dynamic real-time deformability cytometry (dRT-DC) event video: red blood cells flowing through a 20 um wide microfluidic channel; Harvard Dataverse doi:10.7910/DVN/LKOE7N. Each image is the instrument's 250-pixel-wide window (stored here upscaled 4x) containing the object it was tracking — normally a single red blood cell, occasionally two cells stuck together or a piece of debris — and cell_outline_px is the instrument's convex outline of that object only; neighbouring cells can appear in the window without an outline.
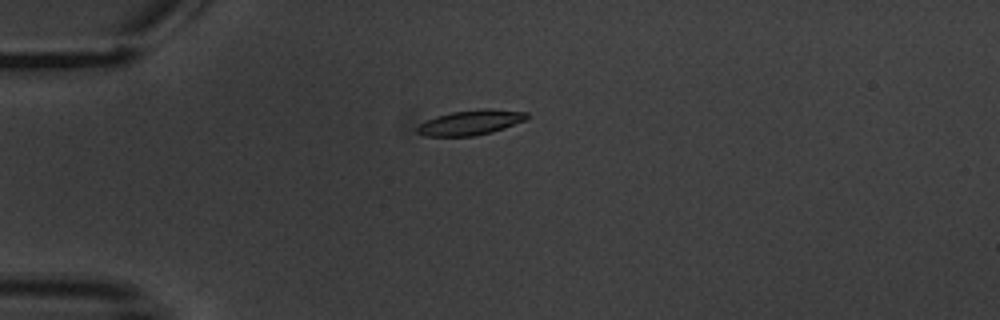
{"species": "common noctule bat (a hibernating species)", "species_latin": "Nyctalus noctula", "temperature_condition": "warm", "stored_images_in_passage": 8, "camera_frame_rate_fps": 3000, "um_per_image_px": 0.085, "animal": {"sex": "male", "body_mass_g": 20.1, "forearm_length_mm": 53.5}, "frame": {"image": 1, "passage_image": 3, "time_ms": 2.333, "image_size_px": [1000, 320], "cell_outline_px": [[528, 116], [524, 120], [504, 128], [492, 132], [476, 136], [424, 136], [416, 132], [416, 128], [420, 124], [436, 116], [452, 112], [484, 108], [488, 108], [528, 112]], "centroid_in_image_um": [39.99, 10.41], "position_along_channel_um": 45.0, "area_um2": 15.9}}
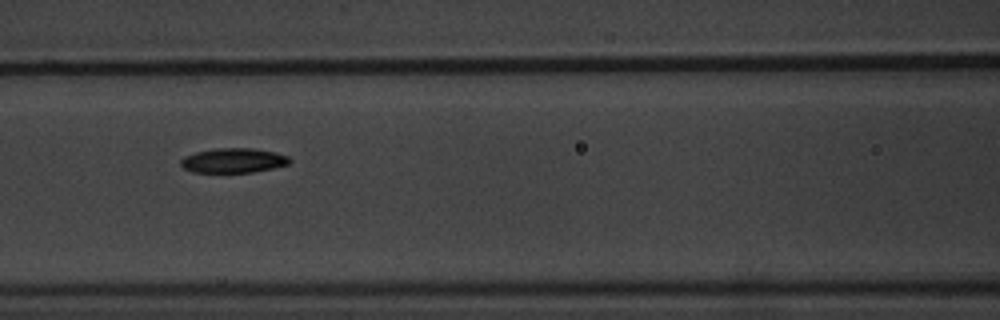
{"frame": {"image": 2, "passage_image": 6, "time_ms": 6.0, "image_size_px": [1000, 320], "cell_outline_px": [[292, 160], [288, 164], [272, 168], [252, 172], [192, 172], [184, 168], [180, 164], [180, 160], [184, 156], [196, 152], [216, 148], [252, 148], [276, 152], [288, 156]], "centroid_in_image_um": [19.83, 13.63], "position_along_channel_um": 146.8, "area_um2": 15.61}}
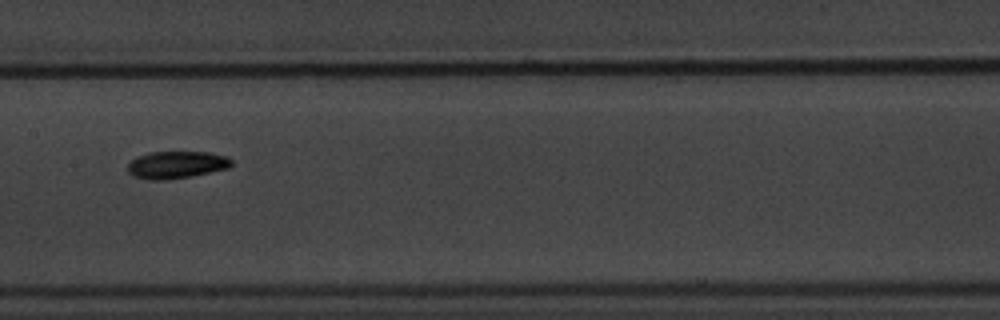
{"frame": {"image": 3, "passage_image": 7, "time_ms": 7.333, "image_size_px": [1000, 320], "cell_outline_px": [[232, 164], [228, 168], [192, 176], [168, 180], [148, 180], [132, 176], [128, 172], [128, 164], [132, 160], [148, 152], [212, 152], [228, 156], [232, 160]], "centroid_in_image_um": [15.01, 14.01], "position_along_channel_um": 192.4, "area_um2": 16.65}}